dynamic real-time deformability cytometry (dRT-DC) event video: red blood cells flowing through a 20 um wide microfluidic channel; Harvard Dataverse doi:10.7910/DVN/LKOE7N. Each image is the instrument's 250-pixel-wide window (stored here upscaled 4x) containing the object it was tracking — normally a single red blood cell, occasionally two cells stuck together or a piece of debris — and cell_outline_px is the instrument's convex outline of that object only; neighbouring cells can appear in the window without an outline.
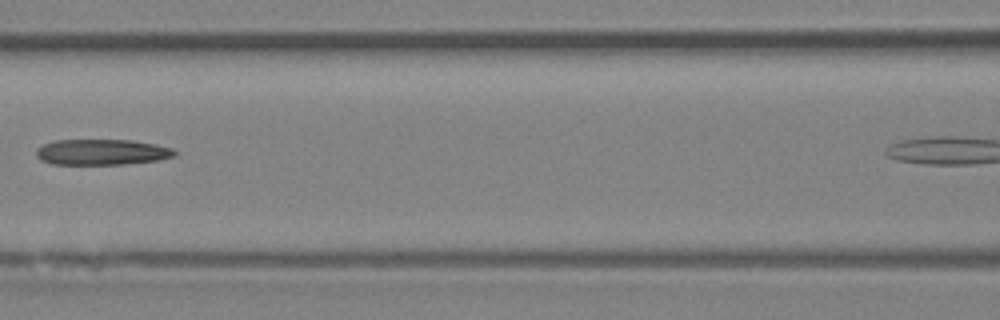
{"species": "Egyptian fruit bat (a non-hibernating species)", "species_latin": "Rousettus aegyptiacus", "temperature_condition": "room temperature", "stored_images_in_passage": 6, "camera_frame_rate_fps": 3000, "um_per_image_px": 0.085, "animal": {"sex": "female"}, "frame": {"image": 1, "passage_image": 4, "time_ms": 3.333, "image_size_px": [1000, 320], "cell_outline_px": [[176, 156], [160, 160], [124, 164], [52, 164], [40, 160], [36, 156], [36, 148], [44, 144], [56, 140], [132, 140], [156, 144], [172, 148], [176, 152]], "centroid_in_image_um": [8.66, 12.93], "position_along_channel_um": 157.9, "area_um2": 20.87}}
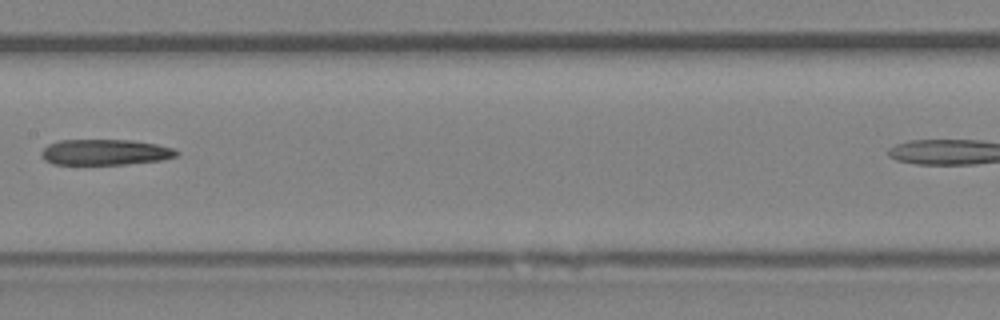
{"frame": {"image": 2, "passage_image": 5, "time_ms": 4.333, "image_size_px": [1000, 320], "cell_outline_px": [[180, 152], [176, 156], [164, 160], [124, 164], [52, 164], [44, 160], [40, 156], [40, 152], [48, 144], [60, 140], [132, 140], [156, 144], [172, 148]], "centroid_in_image_um": [8.91, 12.94], "position_along_channel_um": 198.5, "area_um2": 20.35}}